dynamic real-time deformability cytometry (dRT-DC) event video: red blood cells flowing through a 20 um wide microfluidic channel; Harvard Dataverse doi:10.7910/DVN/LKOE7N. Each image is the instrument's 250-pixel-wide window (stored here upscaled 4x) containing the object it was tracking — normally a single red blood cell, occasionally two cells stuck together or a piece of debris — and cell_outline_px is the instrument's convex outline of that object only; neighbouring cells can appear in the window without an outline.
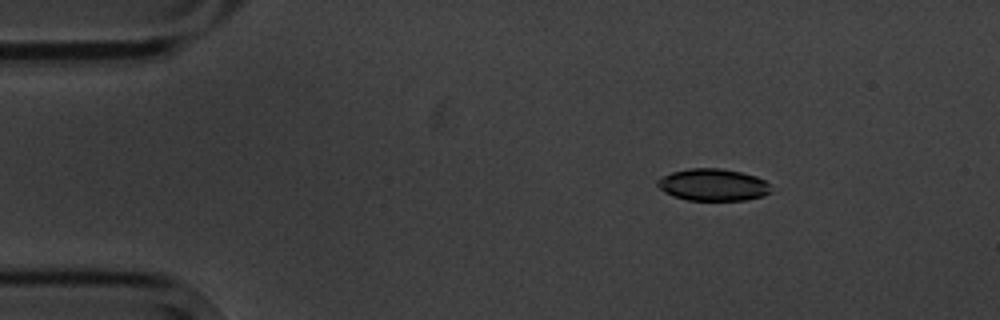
{"species": "common noctule bat (a hibernating species)", "species_latin": "Nyctalus noctula", "temperature_condition": "cold", "stored_images_in_passage": 5, "camera_frame_rate_fps": 3000, "um_per_image_px": 0.085, "animal": {"sex": "male", "body_mass_g": 20.1, "forearm_length_mm": 53.5}, "frame": {"image": 1, "passage_image": 2, "time_ms": 1.333, "image_size_px": [1000, 320], "cell_outline_px": [[772, 192], [764, 196], [744, 200], [688, 200], [664, 192], [656, 184], [656, 180], [672, 172], [688, 168], [720, 168], [740, 172], [756, 176], [764, 180], [768, 184]], "centroid_in_image_um": [60.62, 15.7], "position_along_channel_um": 24.4, "area_um2": 21.1}}